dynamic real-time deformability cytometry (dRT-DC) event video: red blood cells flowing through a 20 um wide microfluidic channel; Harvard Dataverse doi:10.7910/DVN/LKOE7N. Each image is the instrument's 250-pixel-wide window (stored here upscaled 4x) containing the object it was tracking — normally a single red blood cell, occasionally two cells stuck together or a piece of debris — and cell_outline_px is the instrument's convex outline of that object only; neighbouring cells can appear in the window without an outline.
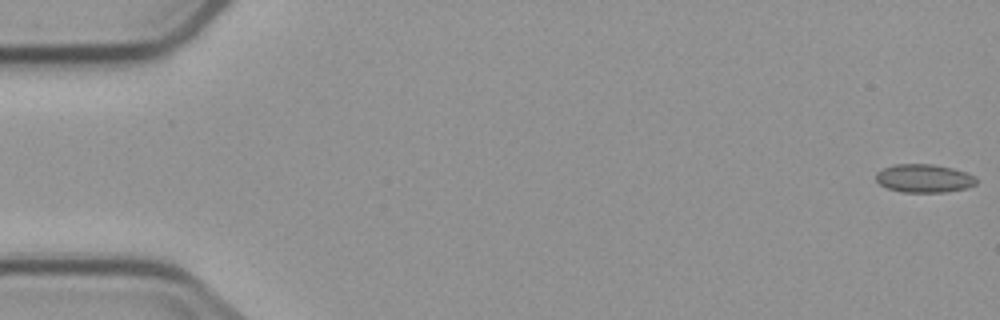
{"species": "common noctule bat (a hibernating species)", "species_latin": "Nyctalus noctula", "temperature_condition": "cold", "stored_images_in_passage": 5, "camera_frame_rate_fps": 3000, "um_per_image_px": 0.085, "animal": {"sex": "male", "body_mass_g": 23.1, "forearm_length_mm": 52.7}, "frame": {"image": 1, "passage_image": 1, "time_ms": 0.0, "image_size_px": [1000, 320], "cell_outline_px": [[976, 184], [964, 188], [944, 192], [900, 192], [888, 188], [880, 184], [876, 180], [876, 172], [884, 168], [896, 164], [932, 164], [952, 168], [976, 176]], "centroid_in_image_um": [78.52, 15.16], "position_along_channel_um": 6.5, "area_um2": 16.42}}
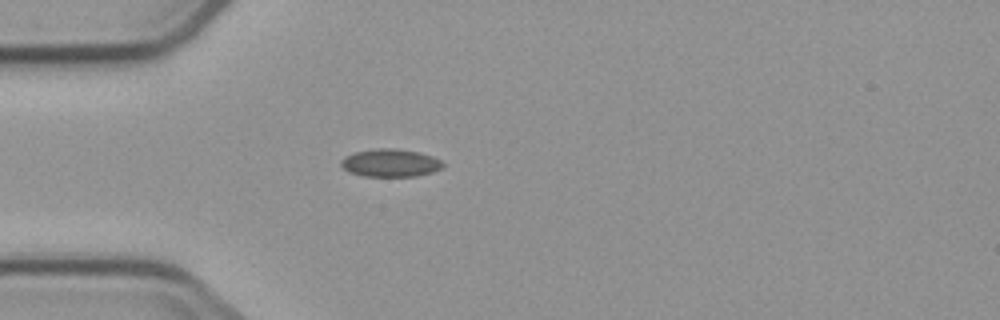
{"frame": {"image": 2, "passage_image": 5, "time_ms": 5.0, "image_size_px": [1000, 320], "cell_outline_px": [[444, 168], [432, 172], [416, 176], [364, 176], [348, 172], [340, 164], [340, 160], [344, 156], [356, 152], [380, 148], [392, 148], [420, 152], [432, 156], [440, 160], [444, 164]], "centroid_in_image_um": [33.19, 13.85], "position_along_channel_um": 51.8, "area_um2": 16.53}}